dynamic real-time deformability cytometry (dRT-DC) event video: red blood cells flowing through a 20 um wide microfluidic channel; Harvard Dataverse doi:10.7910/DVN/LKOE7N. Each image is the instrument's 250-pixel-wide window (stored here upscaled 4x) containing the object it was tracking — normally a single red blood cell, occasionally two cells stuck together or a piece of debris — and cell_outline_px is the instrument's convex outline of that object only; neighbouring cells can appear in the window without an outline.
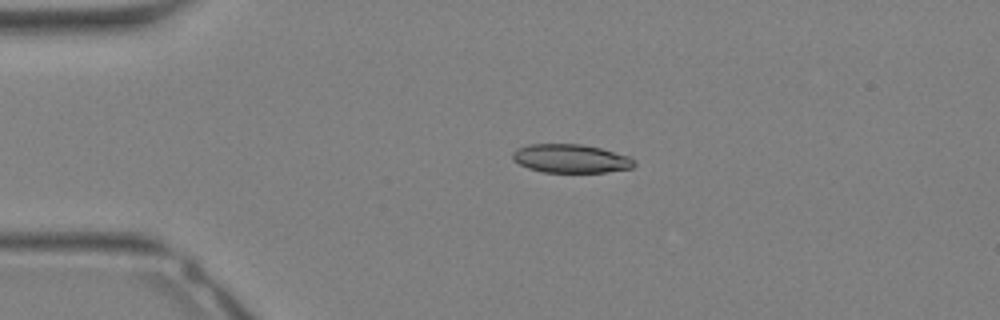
{"species": "Egyptian fruit bat (a non-hibernating species)", "species_latin": "Rousettus aegyptiacus", "temperature_condition": "warm", "stored_images_in_passage": 6, "camera_frame_rate_fps": 3000, "um_per_image_px": 0.085, "animal": {"sex": "female"}, "frame": {"image": 1, "passage_image": 1, "time_ms": 0.0, "image_size_px": [1000, 320], "cell_outline_px": [[636, 164], [632, 168], [604, 172], [544, 172], [528, 168], [512, 160], [512, 152], [516, 148], [528, 144], [580, 144], [600, 148], [628, 156], [636, 160]], "centroid_in_image_um": [48.49, 13.47], "position_along_channel_um": 36.5, "area_um2": 20.29}}
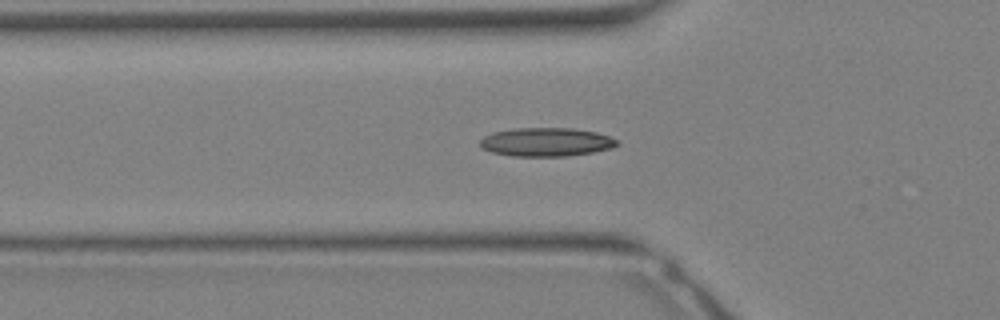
{"frame": {"image": 2, "passage_image": 5, "time_ms": 1.333, "image_size_px": [1000, 320], "cell_outline_px": [[620, 144], [612, 148], [592, 152], [564, 156], [512, 156], [492, 152], [484, 148], [480, 144], [480, 140], [484, 136], [492, 132], [516, 128], [572, 128], [596, 132], [608, 136], [616, 140]], "centroid_in_image_um": [46.43, 12.07], "position_along_channel_um": 79.4, "area_um2": 22.72}}